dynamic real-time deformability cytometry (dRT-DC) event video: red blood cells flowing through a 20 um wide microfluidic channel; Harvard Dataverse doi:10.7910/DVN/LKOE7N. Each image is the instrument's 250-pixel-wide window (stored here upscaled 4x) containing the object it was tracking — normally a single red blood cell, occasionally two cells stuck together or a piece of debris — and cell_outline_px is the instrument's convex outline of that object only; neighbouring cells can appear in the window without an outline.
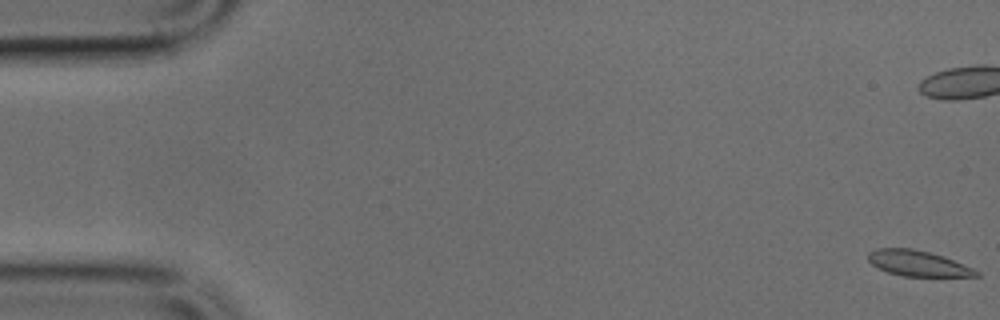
{"species": "common noctule bat (a hibernating species)", "species_latin": "Nyctalus noctula", "temperature_condition": "cold", "stored_images_in_passage": 4, "camera_frame_rate_fps": 3000, "um_per_image_px": 0.085, "animal": {"sex": "male", "body_mass_g": 17.9, "forearm_length_mm": 54.2}, "frame": {"image": 1, "passage_image": 1, "time_ms": 0.0, "image_size_px": [1000, 320], "cell_outline_px": [[980, 276], [900, 276], [888, 272], [872, 264], [868, 260], [868, 252], [876, 248], [912, 248], [944, 256], [972, 268], [980, 272]], "centroid_in_image_um": [78.0, 22.38], "position_along_channel_um": 7.0, "area_um2": 16.01}}